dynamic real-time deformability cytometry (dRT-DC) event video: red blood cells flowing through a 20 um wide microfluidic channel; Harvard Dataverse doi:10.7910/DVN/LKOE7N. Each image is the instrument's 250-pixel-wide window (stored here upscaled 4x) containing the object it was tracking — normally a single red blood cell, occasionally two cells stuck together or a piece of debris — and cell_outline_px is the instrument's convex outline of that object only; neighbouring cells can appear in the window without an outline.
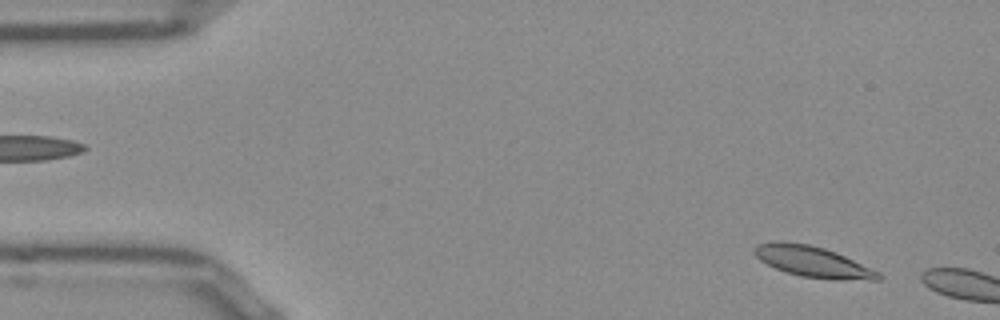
{"species": "Egyptian fruit bat (a non-hibernating species)", "species_latin": "Rousettus aegyptiacus", "temperature_condition": "room temperature", "stored_images_in_passage": 7, "camera_frame_rate_fps": 3000, "um_per_image_px": 0.085, "frame": {"image": 1, "passage_image": 4, "time_ms": 1.0, "image_size_px": [1000, 320], "cell_outline_px": [[880, 280], [832, 280], [800, 276], [784, 272], [760, 260], [752, 252], [752, 248], [756, 244], [772, 240], [780, 240], [808, 244], [824, 248], [836, 252], [880, 272]], "centroid_in_image_um": [69.04, 22.23], "position_along_channel_um": 16.0, "area_um2": 22.66}}